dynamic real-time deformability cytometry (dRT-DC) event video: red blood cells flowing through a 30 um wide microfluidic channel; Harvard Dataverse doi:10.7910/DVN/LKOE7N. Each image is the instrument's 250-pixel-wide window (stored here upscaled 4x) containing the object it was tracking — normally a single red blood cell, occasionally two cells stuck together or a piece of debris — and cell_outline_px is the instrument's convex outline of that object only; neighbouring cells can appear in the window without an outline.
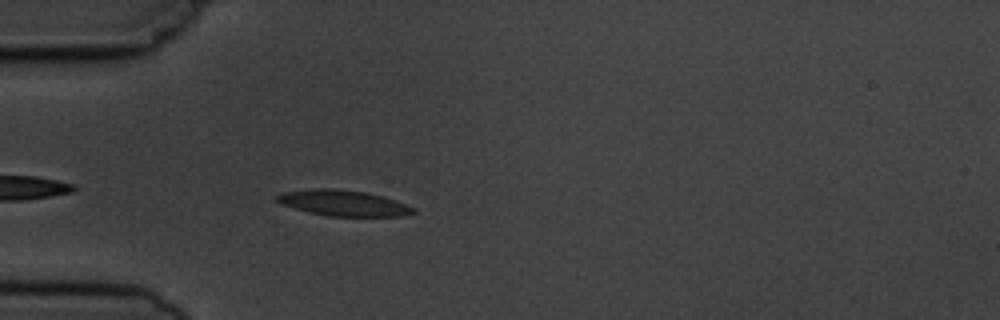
{"species": "common noctule bat (a hibernating species)", "species_latin": "Nyctalus noctula", "temperature_condition": "cold", "stored_images_in_passage": 4, "camera_frame_rate_fps": 3000, "um_per_image_px": 0.085, "animal": {"sex": "male", "body_mass_g": 19.5, "forearm_length_mm": 54.6}, "frame": {"image": 1, "passage_image": 4, "time_ms": 3.667, "image_size_px": [1000, 320], "cell_outline_px": [[416, 212], [404, 216], [328, 216], [308, 212], [272, 200], [272, 196], [280, 192], [316, 188], [332, 188], [364, 192], [384, 196], [396, 200], [416, 208]], "centroid_in_image_um": [29.16, 17.25], "position_along_channel_um": 55.8, "area_um2": 20.69}}